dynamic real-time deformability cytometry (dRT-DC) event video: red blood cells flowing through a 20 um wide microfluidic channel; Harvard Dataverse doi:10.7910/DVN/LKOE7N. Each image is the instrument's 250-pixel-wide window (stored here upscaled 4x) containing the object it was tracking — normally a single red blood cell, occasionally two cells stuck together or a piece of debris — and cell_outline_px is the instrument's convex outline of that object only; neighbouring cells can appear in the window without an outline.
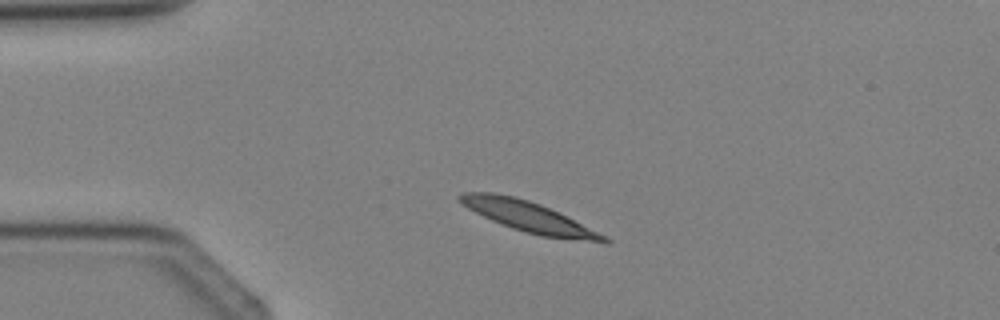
{"species": "Egyptian fruit bat (a non-hibernating species)", "species_latin": "Rousettus aegyptiacus", "temperature_condition": "cold", "stored_images_in_passage": 1, "camera_frame_rate_fps": 3000, "um_per_image_px": 0.085, "animal": {"sex": "female"}, "frame": {"image": 1, "passage_image": 1, "time_ms": 0.0, "image_size_px": [1000, 320], "cell_outline_px": [[612, 240], [608, 244], [604, 244], [540, 236], [512, 228], [492, 220], [468, 208], [456, 200], [456, 196], [460, 192], [492, 192], [516, 196], [540, 204], [560, 212]], "centroid_in_image_um": [44.96, 18.43], "position_along_channel_um": 40.0, "area_um2": 25.84}}